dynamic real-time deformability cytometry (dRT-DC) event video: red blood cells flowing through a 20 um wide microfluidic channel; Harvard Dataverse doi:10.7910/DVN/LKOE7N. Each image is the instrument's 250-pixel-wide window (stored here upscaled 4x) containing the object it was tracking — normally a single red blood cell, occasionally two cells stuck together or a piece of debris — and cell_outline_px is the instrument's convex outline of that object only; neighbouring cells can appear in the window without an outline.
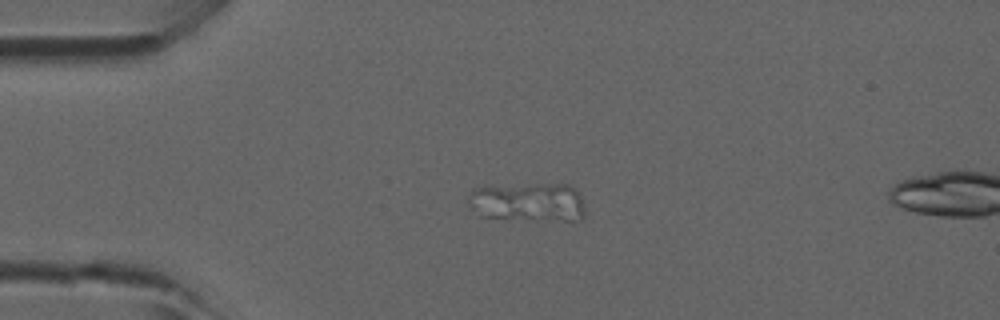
{"species": "common noctule bat (a hibernating species)", "species_latin": "Nyctalus noctula", "temperature_condition": "room temperature", "stored_images_in_passage": 4, "camera_frame_rate_fps": 3000, "um_per_image_px": 0.085, "animal": {"sex": "male", "forearm_length_mm": 52.5}, "frame": {"image": 1, "passage_image": 1, "time_ms": 0.0, "image_size_px": [1000, 320], "cell_outline_px": [[584, 216], [580, 220], [560, 220], [480, 216], [468, 204], [472, 188], [484, 184], [568, 184], [576, 188], [580, 192], [584, 204]], "centroid_in_image_um": [44.89, 17.12], "position_along_channel_um": 40.1, "area_um2": 26.88}}